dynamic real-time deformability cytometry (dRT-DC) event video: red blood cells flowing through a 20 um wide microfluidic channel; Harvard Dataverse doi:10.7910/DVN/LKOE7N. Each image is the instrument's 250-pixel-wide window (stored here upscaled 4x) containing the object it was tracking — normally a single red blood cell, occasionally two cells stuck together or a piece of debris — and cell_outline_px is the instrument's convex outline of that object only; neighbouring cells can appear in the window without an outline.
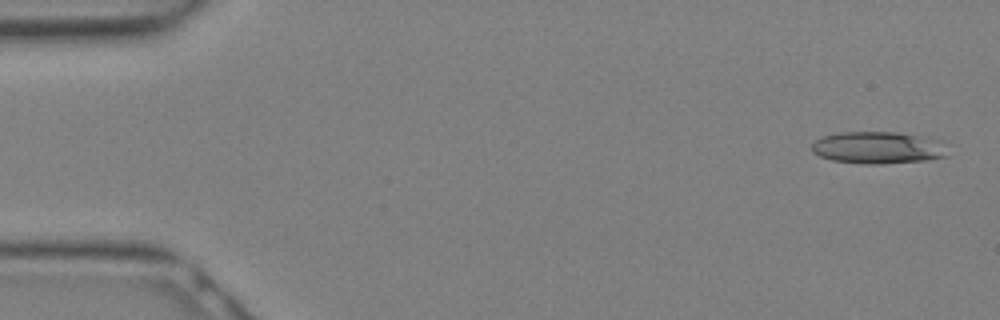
{"species": "Egyptian fruit bat (a non-hibernating species)", "species_latin": "Rousettus aegyptiacus", "temperature_condition": "warm", "stored_images_in_passage": 28, "segment_of_instrument_passage": [1, 2], "camera_frame_rate_fps": 3000, "um_per_image_px": 0.085, "animal": {"sex": "female"}, "frame": {"image": 1, "passage_image": 1, "time_ms": 0.0, "image_size_px": [1000, 320], "cell_outline_px": [[948, 156], [928, 160], [876, 164], [868, 164], [832, 160], [820, 156], [812, 152], [812, 144], [816, 140], [824, 136], [836, 132], [896, 132], [928, 136], [944, 140]], "centroid_in_image_um": [74.71, 12.54], "position_along_channel_um": 10.3, "area_um2": 25.78}}
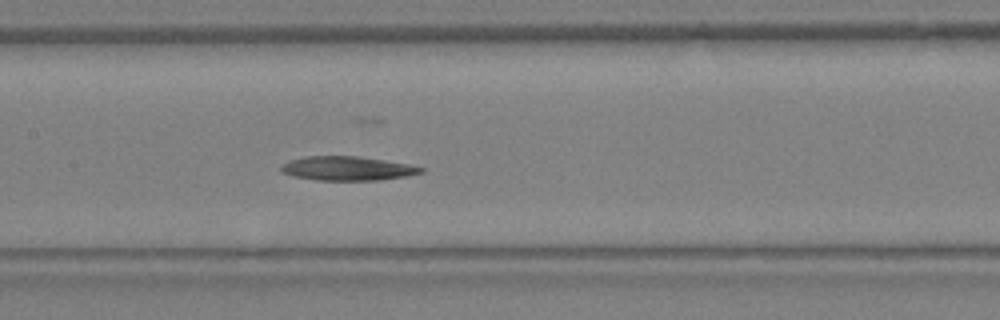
{"frame": {"image": 2, "passage_image": 12, "time_ms": 3.667, "image_size_px": [1000, 320], "cell_outline_px": [[424, 172], [408, 176], [380, 180], [316, 180], [292, 176], [280, 172], [280, 168], [284, 164], [292, 160], [304, 156], [356, 156], [384, 160], [408, 164], [424, 168]], "centroid_in_image_um": [29.53, 14.32], "position_along_channel_um": 177.9, "area_um2": 19.59}}
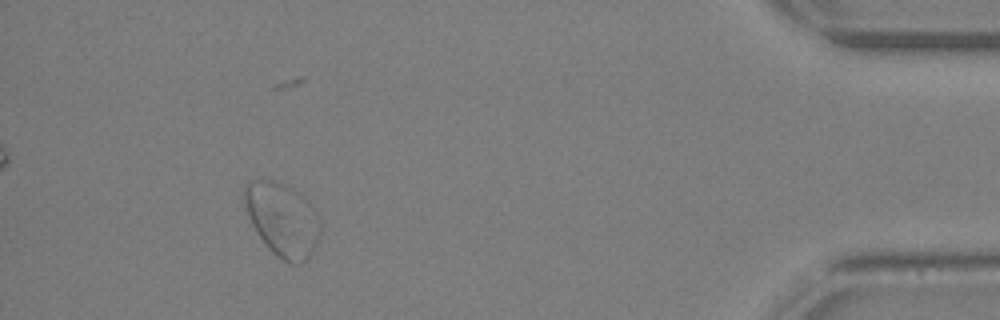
{"frame": {"image": 3, "passage_image": 25, "time_ms": 8.0, "image_size_px": [1000, 320], "cell_outline_px": [[320, 228], [316, 244], [312, 252], [300, 264], [288, 264], [276, 256], [268, 248], [256, 232], [244, 208], [244, 184], [252, 180], [272, 180], [284, 184], [292, 188], [308, 200], [316, 212], [320, 220]], "centroid_in_image_um": [23.98, 18.65], "position_along_channel_um": 411.2, "area_um2": 32.6}}